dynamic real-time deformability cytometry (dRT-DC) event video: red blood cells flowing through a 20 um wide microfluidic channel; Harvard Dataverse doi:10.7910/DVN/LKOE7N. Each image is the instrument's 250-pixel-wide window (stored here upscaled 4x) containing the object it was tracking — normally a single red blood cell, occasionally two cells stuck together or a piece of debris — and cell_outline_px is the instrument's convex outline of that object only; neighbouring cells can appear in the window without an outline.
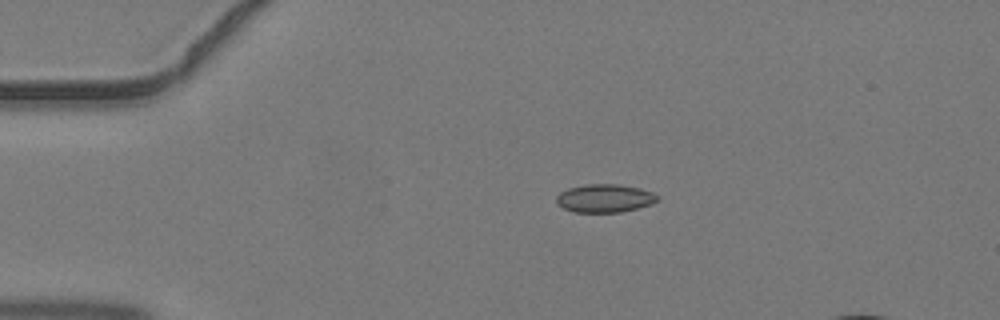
{"species": "common noctule bat (a hibernating species)", "species_latin": "Nyctalus noctula", "temperature_condition": "warm", "stored_images_in_passage": 36, "camera_frame_rate_fps": 3000, "um_per_image_px": 0.085, "animal": {"sex": "male", "body_mass_g": 19.2, "forearm_length_mm": 51.8}, "frame": {"image": 1, "passage_image": 2, "time_ms": 0.333, "image_size_px": [1000, 320], "cell_outline_px": [[660, 196], [652, 204], [620, 212], [572, 212], [556, 204], [556, 196], [560, 192], [568, 188], [588, 184], [616, 184], [640, 188], [652, 192]], "centroid_in_image_um": [51.37, 16.85], "position_along_channel_um": 33.6, "area_um2": 16.59}}
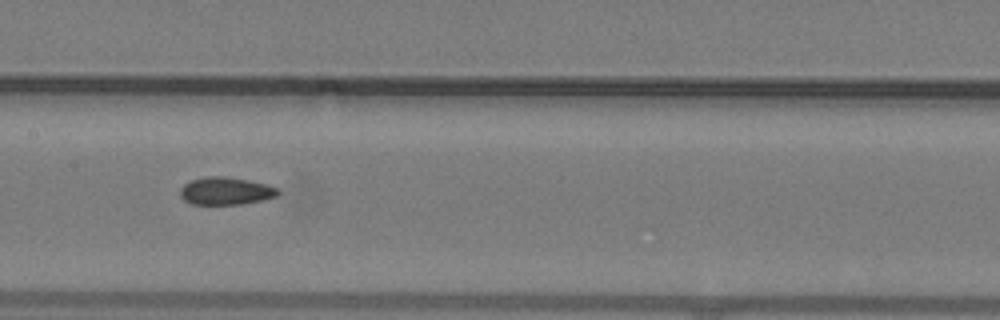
{"frame": {"image": 2, "passage_image": 15, "time_ms": 4.667, "image_size_px": [1000, 320], "cell_outline_px": [[280, 192], [276, 196], [264, 200], [240, 204], [192, 204], [184, 200], [180, 196], [180, 188], [184, 184], [192, 180], [204, 176], [224, 176], [248, 180], [268, 184], [280, 188]], "centroid_in_image_um": [19.21, 16.23], "position_along_channel_um": 188.2, "area_um2": 15.9}}
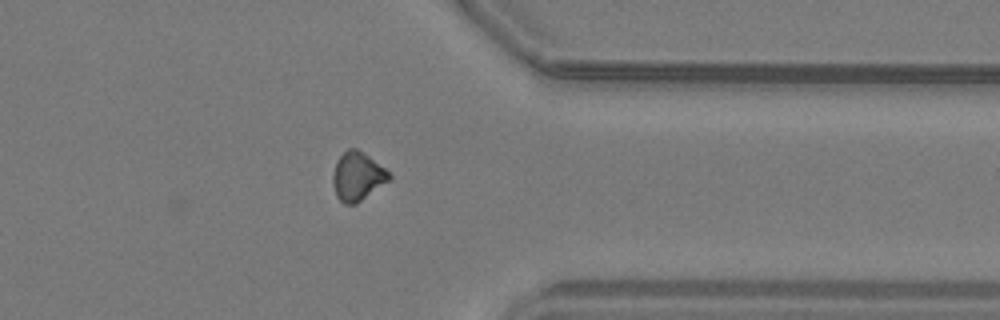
{"frame": {"image": 3, "passage_image": 28, "time_ms": 9.0, "image_size_px": [1000, 320], "cell_outline_px": [[392, 180], [356, 204], [344, 204], [336, 196], [332, 184], [332, 176], [336, 160], [348, 148], [356, 148], [368, 156], [384, 168], [392, 176]], "centroid_in_image_um": [30.38, 15.01], "position_along_channel_um": 381.0, "area_um2": 16.07}}